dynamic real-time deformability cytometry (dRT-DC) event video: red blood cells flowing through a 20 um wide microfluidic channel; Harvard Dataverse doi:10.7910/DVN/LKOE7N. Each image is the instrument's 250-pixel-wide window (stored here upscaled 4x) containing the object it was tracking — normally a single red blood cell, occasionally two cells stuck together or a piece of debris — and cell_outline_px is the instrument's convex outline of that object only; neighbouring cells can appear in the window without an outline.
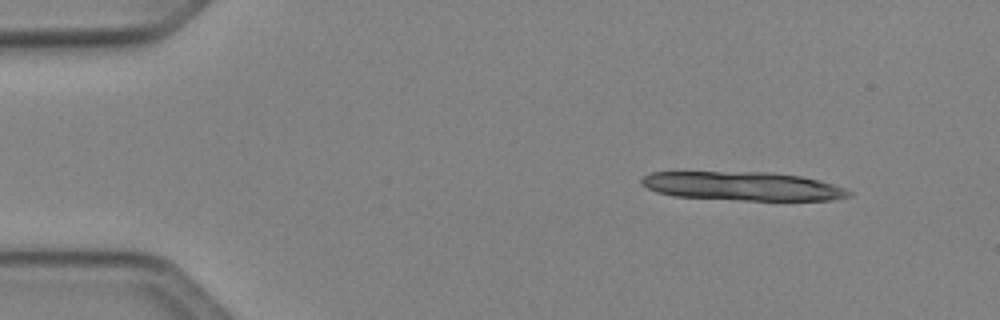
{"species": "Egyptian fruit bat (a non-hibernating species)", "species_latin": "Rousettus aegyptiacus", "temperature_condition": "cold", "stored_images_in_passage": 8, "camera_frame_rate_fps": 3000, "um_per_image_px": 0.085, "animal": {"sex": "female"}, "frame": {"image": 1, "passage_image": 1, "time_ms": 0.0, "image_size_px": [1000, 320], "cell_outline_px": [[852, 196], [832, 200], [744, 200], [672, 196], [656, 192], [640, 184], [640, 180], [644, 176], [652, 172], [772, 172], [800, 176], [820, 180], [844, 188], [852, 192]], "centroid_in_image_um": [63.13, 15.82], "position_along_channel_um": 21.9, "area_um2": 34.8}}